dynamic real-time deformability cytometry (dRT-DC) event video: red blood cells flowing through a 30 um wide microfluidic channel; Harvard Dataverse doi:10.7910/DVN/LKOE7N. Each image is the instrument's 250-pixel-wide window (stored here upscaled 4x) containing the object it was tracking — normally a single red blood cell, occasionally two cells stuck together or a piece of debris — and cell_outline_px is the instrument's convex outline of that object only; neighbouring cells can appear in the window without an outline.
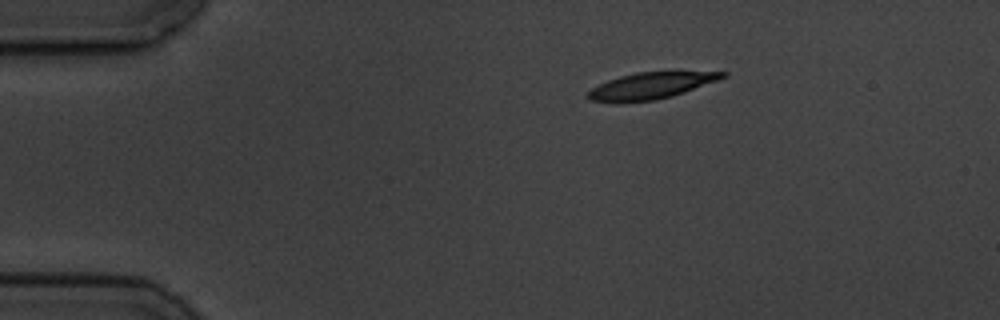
{"species": "common noctule bat (a hibernating species)", "species_latin": "Nyctalus noctula", "temperature_condition": "cold", "stored_images_in_passage": 3, "camera_frame_rate_fps": 3000, "um_per_image_px": 0.085, "animal": {"sex": "male", "body_mass_g": 19.5, "forearm_length_mm": 54.6}, "frame": {"image": 1, "passage_image": 1, "time_ms": 0.0, "image_size_px": [1000, 320], "cell_outline_px": [[728, 76], [684, 92], [672, 96], [656, 100], [616, 104], [588, 100], [588, 92], [592, 88], [608, 80], [620, 76], [636, 72], [676, 68], [728, 72]], "centroid_in_image_um": [55.41, 7.24], "position_along_channel_um": 29.6, "area_um2": 22.14}}